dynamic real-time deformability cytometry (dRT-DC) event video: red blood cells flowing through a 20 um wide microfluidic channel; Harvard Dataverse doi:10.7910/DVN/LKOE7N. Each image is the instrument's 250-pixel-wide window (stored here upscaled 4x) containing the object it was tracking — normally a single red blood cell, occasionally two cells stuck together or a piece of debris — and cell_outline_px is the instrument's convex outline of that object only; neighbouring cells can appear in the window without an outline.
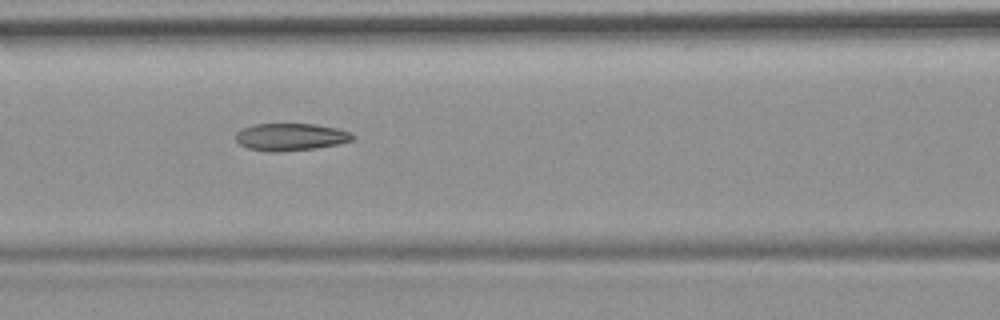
{"species": "common noctule bat (a hibernating species)", "species_latin": "Nyctalus noctula", "temperature_condition": "room temperature", "stored_images_in_passage": 55, "camera_frame_rate_fps": 3000, "um_per_image_px": 0.085, "animal": {"sex": "female", "body_mass_g": 19.9}, "frame": {"image": 1, "passage_image": 24, "time_ms": 7.667, "image_size_px": [1000, 320], "cell_outline_px": [[356, 136], [352, 140], [340, 144], [316, 148], [280, 152], [268, 152], [248, 148], [240, 144], [236, 140], [236, 132], [252, 124], [316, 124], [336, 128], [348, 132]], "centroid_in_image_um": [24.7, 11.64], "position_along_channel_um": 141.9, "area_um2": 18.67}, "authors_computed_cell_mechanics": {"area_um2": 19.8254, "velocity_mm_per_s": 3.7244, "shape_relaxation_time_tau1_ms": null, "shape_relaxation_time_tau2_ms": 2.5204, "deformation_change_tau1": null, "deformation_change_tau2": 0.1028}}